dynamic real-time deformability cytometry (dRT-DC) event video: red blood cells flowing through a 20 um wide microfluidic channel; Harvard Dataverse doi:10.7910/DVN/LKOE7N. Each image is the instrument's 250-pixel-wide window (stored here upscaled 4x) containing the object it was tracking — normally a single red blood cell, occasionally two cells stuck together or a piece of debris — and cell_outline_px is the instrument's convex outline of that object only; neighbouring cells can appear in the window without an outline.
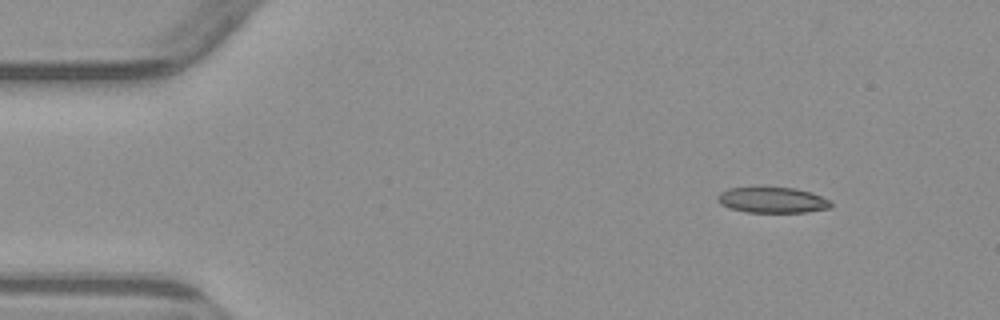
{"species": "common noctule bat (a hibernating species)", "species_latin": "Nyctalus noctula", "temperature_condition": "warm", "stored_images_in_passage": 4, "camera_frame_rate_fps": 3000, "um_per_image_px": 0.085, "animal": {"sex": "male", "body_mass_g": 23.1, "forearm_length_mm": 52.7}, "frame": {"image": 1, "passage_image": 1, "time_ms": 0.0, "image_size_px": [1000, 320], "cell_outline_px": [[832, 208], [808, 212], [748, 212], [728, 208], [720, 204], [716, 200], [716, 196], [720, 192], [728, 188], [796, 188], [812, 192], [828, 200], [832, 204]], "centroid_in_image_um": [65.64, 17.01], "position_along_channel_um": 19.4, "area_um2": 16.99}}
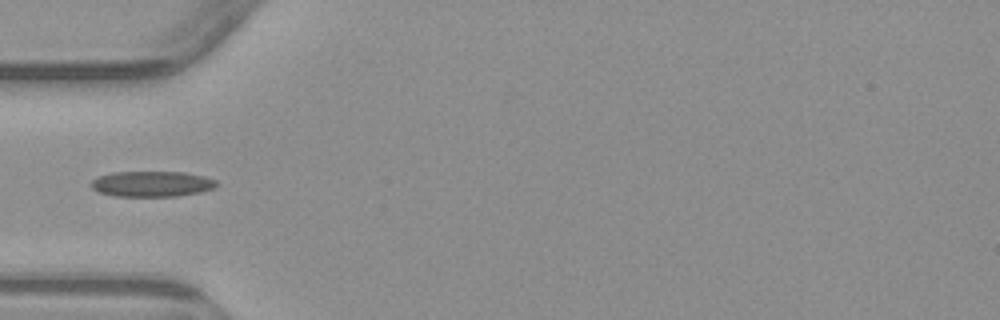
{"frame": {"image": 2, "passage_image": 4, "time_ms": 3.667, "image_size_px": [1000, 320], "cell_outline_px": [[216, 188], [200, 192], [176, 196], [116, 196], [100, 192], [92, 188], [92, 180], [100, 176], [112, 172], [184, 172], [204, 176], [216, 180]], "centroid_in_image_um": [12.94, 15.63], "position_along_channel_um": 72.1, "area_um2": 18.55}}